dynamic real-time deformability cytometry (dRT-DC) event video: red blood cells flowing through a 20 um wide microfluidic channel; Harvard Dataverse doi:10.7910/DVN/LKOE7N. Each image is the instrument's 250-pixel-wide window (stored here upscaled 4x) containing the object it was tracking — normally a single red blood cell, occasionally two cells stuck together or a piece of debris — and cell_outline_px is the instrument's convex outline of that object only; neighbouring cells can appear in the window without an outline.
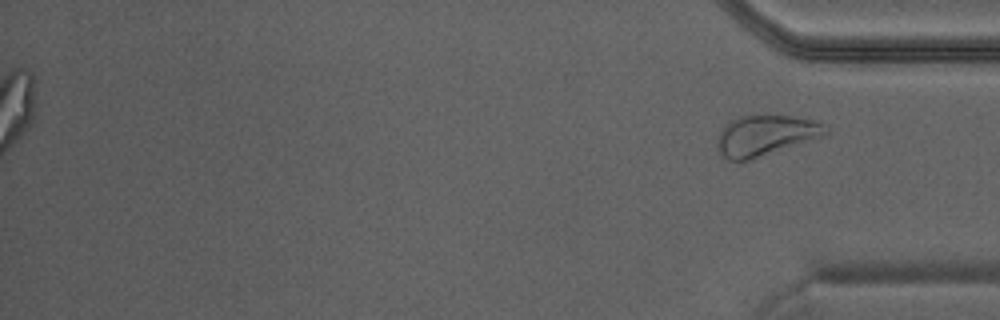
{"species": "Egyptian fruit bat (a non-hibernating species)", "species_latin": "Rousettus aegyptiacus", "temperature_condition": "warm", "stored_images_in_passage": 33, "segment_of_instrument_passage": [2, 2], "camera_frame_rate_fps": 3000, "um_per_image_px": 0.085, "animal": {"sex": "male"}, "frame": {"image": 1, "passage_image": 33, "time_ms": 10.667, "image_size_px": [1000, 320], "cell_outline_px": [[828, 136], [748, 160], [728, 160], [720, 152], [716, 144], [720, 132], [724, 124], [740, 116], [752, 112], [768, 112], [792, 116], [812, 120], [824, 124], [828, 132]], "centroid_in_image_um": [65.1, 11.45], "position_along_channel_um": 370.1, "area_um2": 26.47}}